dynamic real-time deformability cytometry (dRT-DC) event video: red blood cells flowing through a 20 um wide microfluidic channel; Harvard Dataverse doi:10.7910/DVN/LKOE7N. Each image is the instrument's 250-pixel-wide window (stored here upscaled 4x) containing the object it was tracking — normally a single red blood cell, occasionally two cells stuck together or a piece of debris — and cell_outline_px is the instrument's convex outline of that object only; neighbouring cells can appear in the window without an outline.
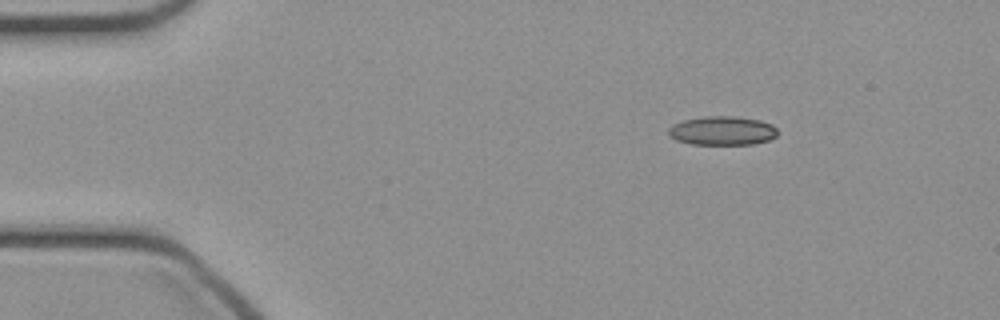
{"species": "common noctule bat (a hibernating species)", "species_latin": "Nyctalus noctula", "temperature_condition": "cold", "stored_images_in_passage": 41, "camera_frame_rate_fps": 3000, "um_per_image_px": 0.085, "animal": {"sex": "female", "body_mass_g": 21.9}, "frame": {"image": 1, "passage_image": 1, "time_ms": 0.0, "image_size_px": [1000, 320], "cell_outline_px": [[776, 136], [768, 140], [752, 144], [692, 144], [676, 140], [668, 136], [668, 128], [672, 124], [684, 120], [704, 116], [736, 116], [760, 120], [772, 124], [776, 128]], "centroid_in_image_um": [61.36, 11.1], "position_along_channel_um": 23.6, "area_um2": 18.44}}
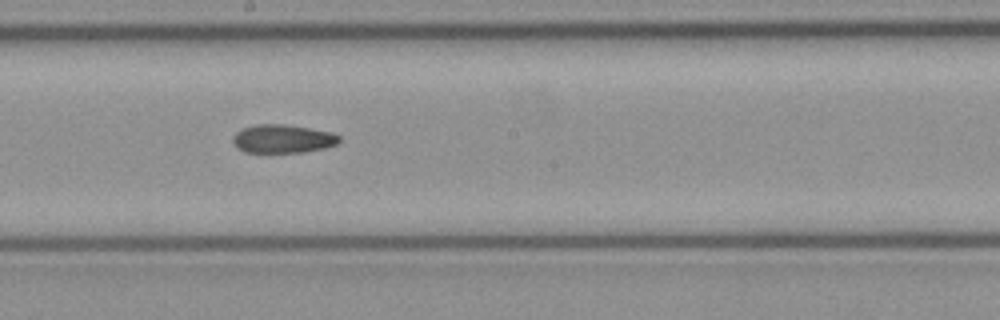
{"frame": {"image": 2, "passage_image": 20, "time_ms": 6.333, "image_size_px": [1000, 320], "cell_outline_px": [[340, 140], [336, 144], [324, 148], [304, 152], [244, 152], [236, 148], [232, 140], [232, 136], [236, 132], [244, 128], [256, 124], [284, 124], [332, 132], [340, 136]], "centroid_in_image_um": [24.01, 11.8], "position_along_channel_um": 224.2, "area_um2": 17.63}}
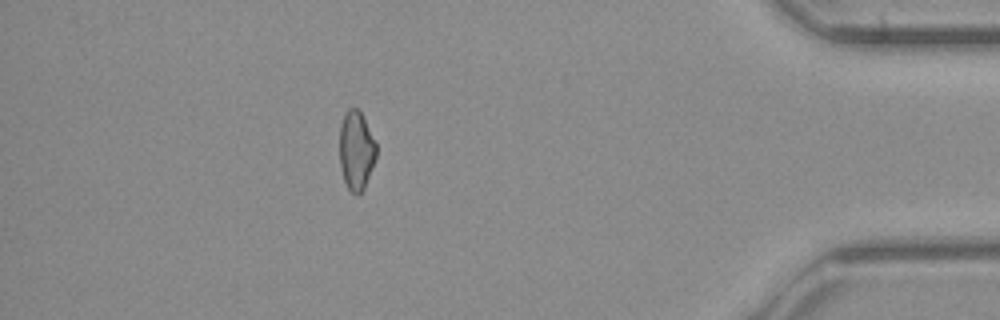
{"frame": {"image": 3, "passage_image": 36, "time_ms": 11.667, "image_size_px": [1000, 320], "cell_outline_px": [[376, 160], [364, 188], [356, 196], [348, 188], [344, 180], [340, 168], [340, 124], [344, 112], [348, 108], [356, 108], [360, 112], [376, 144]], "centroid_in_image_um": [30.27, 12.8], "position_along_channel_um": 404.9, "area_um2": 16.82}}